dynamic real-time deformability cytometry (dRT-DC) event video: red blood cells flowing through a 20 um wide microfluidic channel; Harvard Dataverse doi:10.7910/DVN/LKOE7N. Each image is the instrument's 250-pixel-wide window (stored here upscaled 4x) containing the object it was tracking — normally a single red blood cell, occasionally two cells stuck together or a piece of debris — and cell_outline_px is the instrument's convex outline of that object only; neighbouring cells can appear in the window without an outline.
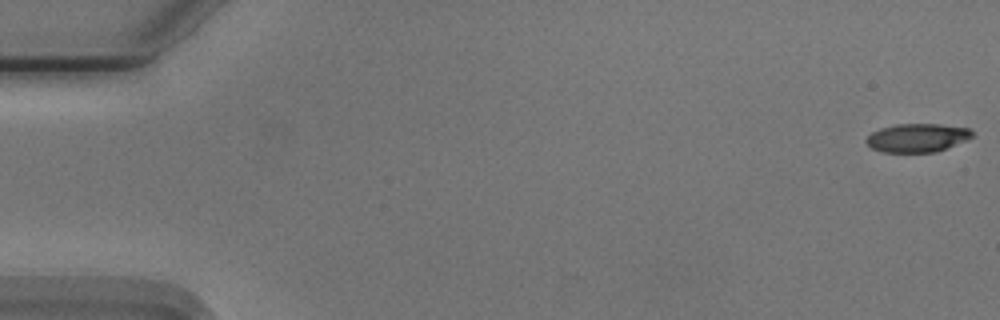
{"species": "Egyptian fruit bat (a non-hibernating species)", "species_latin": "Rousettus aegyptiacus", "temperature_condition": "cold", "stored_images_in_passage": 13, "camera_frame_rate_fps": 3000, "um_per_image_px": 0.085, "animal": {"sex": "male"}, "frame": {"image": 1, "passage_image": 1, "time_ms": 0.0, "image_size_px": [1000, 320], "cell_outline_px": [[976, 136], [968, 140], [936, 152], [880, 152], [872, 148], [864, 140], [872, 132], [880, 128], [896, 124], [940, 124], [968, 128]], "centroid_in_image_um": [77.99, 11.71], "position_along_channel_um": 7.0, "area_um2": 17.74}}